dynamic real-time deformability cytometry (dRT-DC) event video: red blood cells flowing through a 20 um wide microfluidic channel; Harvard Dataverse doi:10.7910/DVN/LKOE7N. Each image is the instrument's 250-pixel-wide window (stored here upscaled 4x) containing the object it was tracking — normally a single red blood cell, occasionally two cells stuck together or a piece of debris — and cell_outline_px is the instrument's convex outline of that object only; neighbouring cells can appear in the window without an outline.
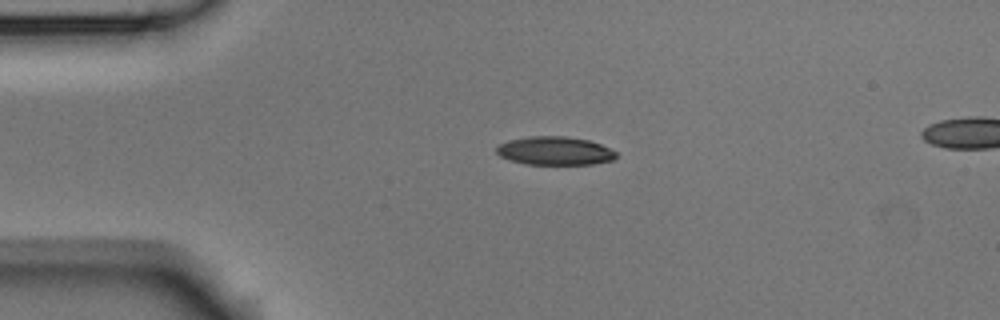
{"species": "Egyptian fruit bat (a non-hibernating species)", "species_latin": "Rousettus aegyptiacus", "temperature_condition": "room temperature", "stored_images_in_passage": 3, "segment_of_instrument_passage": [1, 2], "camera_frame_rate_fps": 3000, "um_per_image_px": 0.085, "animal": {"sex": "male"}, "frame": {"image": 1, "passage_image": 1, "time_ms": 0.0, "image_size_px": [1000, 320], "cell_outline_px": [[616, 156], [612, 160], [592, 164], [528, 164], [512, 160], [500, 156], [496, 152], [496, 148], [500, 144], [508, 140], [528, 136], [564, 136], [588, 140], [600, 144], [616, 152]], "centroid_in_image_um": [47.14, 12.81], "position_along_channel_um": 37.9, "area_um2": 19.59}}